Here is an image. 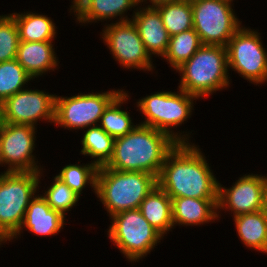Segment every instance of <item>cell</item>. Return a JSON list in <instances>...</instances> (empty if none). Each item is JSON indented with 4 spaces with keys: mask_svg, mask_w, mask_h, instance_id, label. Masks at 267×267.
Instances as JSON below:
<instances>
[{
    "mask_svg": "<svg viewBox=\"0 0 267 267\" xmlns=\"http://www.w3.org/2000/svg\"><path fill=\"white\" fill-rule=\"evenodd\" d=\"M200 149L178 143L166 156L157 184L170 198L218 199L219 182Z\"/></svg>",
    "mask_w": 267,
    "mask_h": 267,
    "instance_id": "6da1fadb",
    "label": "cell"
},
{
    "mask_svg": "<svg viewBox=\"0 0 267 267\" xmlns=\"http://www.w3.org/2000/svg\"><path fill=\"white\" fill-rule=\"evenodd\" d=\"M177 144L168 134L138 124L130 133L114 139L113 155L105 167L146 172L158 178L166 156Z\"/></svg>",
    "mask_w": 267,
    "mask_h": 267,
    "instance_id": "7a4b0ae2",
    "label": "cell"
},
{
    "mask_svg": "<svg viewBox=\"0 0 267 267\" xmlns=\"http://www.w3.org/2000/svg\"><path fill=\"white\" fill-rule=\"evenodd\" d=\"M157 185V177L152 174L102 166L98 168L95 194L112 216L139 209L140 203Z\"/></svg>",
    "mask_w": 267,
    "mask_h": 267,
    "instance_id": "3957f363",
    "label": "cell"
},
{
    "mask_svg": "<svg viewBox=\"0 0 267 267\" xmlns=\"http://www.w3.org/2000/svg\"><path fill=\"white\" fill-rule=\"evenodd\" d=\"M228 69L226 47L202 45L176 69L182 74L179 89L198 99L206 97L229 86Z\"/></svg>",
    "mask_w": 267,
    "mask_h": 267,
    "instance_id": "277c9868",
    "label": "cell"
},
{
    "mask_svg": "<svg viewBox=\"0 0 267 267\" xmlns=\"http://www.w3.org/2000/svg\"><path fill=\"white\" fill-rule=\"evenodd\" d=\"M41 172L0 174V245L21 229L26 209L35 197Z\"/></svg>",
    "mask_w": 267,
    "mask_h": 267,
    "instance_id": "5b68a950",
    "label": "cell"
},
{
    "mask_svg": "<svg viewBox=\"0 0 267 267\" xmlns=\"http://www.w3.org/2000/svg\"><path fill=\"white\" fill-rule=\"evenodd\" d=\"M179 92H155L139 100L137 107L147 117L140 124L168 134L177 143H189L187 134L178 135L172 128L182 125L189 118L193 100L198 98L180 89Z\"/></svg>",
    "mask_w": 267,
    "mask_h": 267,
    "instance_id": "8992f818",
    "label": "cell"
},
{
    "mask_svg": "<svg viewBox=\"0 0 267 267\" xmlns=\"http://www.w3.org/2000/svg\"><path fill=\"white\" fill-rule=\"evenodd\" d=\"M110 218L109 238L131 262L144 258L164 237L139 209L121 211Z\"/></svg>",
    "mask_w": 267,
    "mask_h": 267,
    "instance_id": "52a82bcc",
    "label": "cell"
},
{
    "mask_svg": "<svg viewBox=\"0 0 267 267\" xmlns=\"http://www.w3.org/2000/svg\"><path fill=\"white\" fill-rule=\"evenodd\" d=\"M193 28L202 45L226 47L240 28L232 4L222 0H191Z\"/></svg>",
    "mask_w": 267,
    "mask_h": 267,
    "instance_id": "ba28073f",
    "label": "cell"
},
{
    "mask_svg": "<svg viewBox=\"0 0 267 267\" xmlns=\"http://www.w3.org/2000/svg\"><path fill=\"white\" fill-rule=\"evenodd\" d=\"M259 35L241 26L226 46L228 68L256 85L267 81V52Z\"/></svg>",
    "mask_w": 267,
    "mask_h": 267,
    "instance_id": "9c48e42d",
    "label": "cell"
},
{
    "mask_svg": "<svg viewBox=\"0 0 267 267\" xmlns=\"http://www.w3.org/2000/svg\"><path fill=\"white\" fill-rule=\"evenodd\" d=\"M122 91L80 93L69 98L56 95L54 124L70 130L97 126L104 110Z\"/></svg>",
    "mask_w": 267,
    "mask_h": 267,
    "instance_id": "30bf717a",
    "label": "cell"
},
{
    "mask_svg": "<svg viewBox=\"0 0 267 267\" xmlns=\"http://www.w3.org/2000/svg\"><path fill=\"white\" fill-rule=\"evenodd\" d=\"M104 28L102 30L104 43L123 68L153 70L152 56L146 51L132 20L111 23Z\"/></svg>",
    "mask_w": 267,
    "mask_h": 267,
    "instance_id": "8fae6325",
    "label": "cell"
},
{
    "mask_svg": "<svg viewBox=\"0 0 267 267\" xmlns=\"http://www.w3.org/2000/svg\"><path fill=\"white\" fill-rule=\"evenodd\" d=\"M31 125L4 123L0 128L3 164H8L6 172H40L33 150L35 129Z\"/></svg>",
    "mask_w": 267,
    "mask_h": 267,
    "instance_id": "7c38bea8",
    "label": "cell"
},
{
    "mask_svg": "<svg viewBox=\"0 0 267 267\" xmlns=\"http://www.w3.org/2000/svg\"><path fill=\"white\" fill-rule=\"evenodd\" d=\"M55 97L37 89L18 91L3 102L4 121L34 127L38 119L54 123Z\"/></svg>",
    "mask_w": 267,
    "mask_h": 267,
    "instance_id": "4fadbf2b",
    "label": "cell"
},
{
    "mask_svg": "<svg viewBox=\"0 0 267 267\" xmlns=\"http://www.w3.org/2000/svg\"><path fill=\"white\" fill-rule=\"evenodd\" d=\"M265 178L258 174H245L229 189L219 183L218 209H229L234 217L262 210V189Z\"/></svg>",
    "mask_w": 267,
    "mask_h": 267,
    "instance_id": "5bb4252c",
    "label": "cell"
},
{
    "mask_svg": "<svg viewBox=\"0 0 267 267\" xmlns=\"http://www.w3.org/2000/svg\"><path fill=\"white\" fill-rule=\"evenodd\" d=\"M132 22L136 26L146 51L161 57L167 51L170 36L163 25L161 14L155 6L148 5L134 11Z\"/></svg>",
    "mask_w": 267,
    "mask_h": 267,
    "instance_id": "9a60e30c",
    "label": "cell"
},
{
    "mask_svg": "<svg viewBox=\"0 0 267 267\" xmlns=\"http://www.w3.org/2000/svg\"><path fill=\"white\" fill-rule=\"evenodd\" d=\"M64 220L65 216L53 210L42 195H37L26 209L21 229L10 240L17 238L24 227L38 236L55 235L63 229Z\"/></svg>",
    "mask_w": 267,
    "mask_h": 267,
    "instance_id": "2e32d148",
    "label": "cell"
},
{
    "mask_svg": "<svg viewBox=\"0 0 267 267\" xmlns=\"http://www.w3.org/2000/svg\"><path fill=\"white\" fill-rule=\"evenodd\" d=\"M173 224L201 225L219 217L218 199L172 198Z\"/></svg>",
    "mask_w": 267,
    "mask_h": 267,
    "instance_id": "e0dca14e",
    "label": "cell"
},
{
    "mask_svg": "<svg viewBox=\"0 0 267 267\" xmlns=\"http://www.w3.org/2000/svg\"><path fill=\"white\" fill-rule=\"evenodd\" d=\"M52 41L26 42L20 41L17 50V61L34 79L43 73L54 71L58 66Z\"/></svg>",
    "mask_w": 267,
    "mask_h": 267,
    "instance_id": "ac0fdd59",
    "label": "cell"
},
{
    "mask_svg": "<svg viewBox=\"0 0 267 267\" xmlns=\"http://www.w3.org/2000/svg\"><path fill=\"white\" fill-rule=\"evenodd\" d=\"M139 210L144 218L163 236L173 228L172 200L157 185L140 203Z\"/></svg>",
    "mask_w": 267,
    "mask_h": 267,
    "instance_id": "d6986e66",
    "label": "cell"
},
{
    "mask_svg": "<svg viewBox=\"0 0 267 267\" xmlns=\"http://www.w3.org/2000/svg\"><path fill=\"white\" fill-rule=\"evenodd\" d=\"M141 3L140 0H86L74 13L77 22L88 23L112 19L120 16L121 21H129L123 14Z\"/></svg>",
    "mask_w": 267,
    "mask_h": 267,
    "instance_id": "ffe728a7",
    "label": "cell"
},
{
    "mask_svg": "<svg viewBox=\"0 0 267 267\" xmlns=\"http://www.w3.org/2000/svg\"><path fill=\"white\" fill-rule=\"evenodd\" d=\"M243 244L267 254V214L260 210L233 218Z\"/></svg>",
    "mask_w": 267,
    "mask_h": 267,
    "instance_id": "44dd1931",
    "label": "cell"
},
{
    "mask_svg": "<svg viewBox=\"0 0 267 267\" xmlns=\"http://www.w3.org/2000/svg\"><path fill=\"white\" fill-rule=\"evenodd\" d=\"M11 15L18 25L20 41L44 42L55 38L57 27L49 17L33 12Z\"/></svg>",
    "mask_w": 267,
    "mask_h": 267,
    "instance_id": "7402d4cb",
    "label": "cell"
},
{
    "mask_svg": "<svg viewBox=\"0 0 267 267\" xmlns=\"http://www.w3.org/2000/svg\"><path fill=\"white\" fill-rule=\"evenodd\" d=\"M81 154L94 158L98 168L106 166L113 155L114 138L106 133L99 125L88 127L81 140Z\"/></svg>",
    "mask_w": 267,
    "mask_h": 267,
    "instance_id": "603a6c76",
    "label": "cell"
},
{
    "mask_svg": "<svg viewBox=\"0 0 267 267\" xmlns=\"http://www.w3.org/2000/svg\"><path fill=\"white\" fill-rule=\"evenodd\" d=\"M128 97L126 91H122L108 105L101 116L99 126L114 139L125 136L138 126L137 124H133L130 114L127 111L121 110V104L127 101Z\"/></svg>",
    "mask_w": 267,
    "mask_h": 267,
    "instance_id": "cb8c5ba5",
    "label": "cell"
},
{
    "mask_svg": "<svg viewBox=\"0 0 267 267\" xmlns=\"http://www.w3.org/2000/svg\"><path fill=\"white\" fill-rule=\"evenodd\" d=\"M155 7L161 14L170 37L193 28L191 0L166 2Z\"/></svg>",
    "mask_w": 267,
    "mask_h": 267,
    "instance_id": "d4e9b609",
    "label": "cell"
},
{
    "mask_svg": "<svg viewBox=\"0 0 267 267\" xmlns=\"http://www.w3.org/2000/svg\"><path fill=\"white\" fill-rule=\"evenodd\" d=\"M202 46L198 33L194 28L170 37L168 48L163 58L175 70L188 61Z\"/></svg>",
    "mask_w": 267,
    "mask_h": 267,
    "instance_id": "484cf974",
    "label": "cell"
},
{
    "mask_svg": "<svg viewBox=\"0 0 267 267\" xmlns=\"http://www.w3.org/2000/svg\"><path fill=\"white\" fill-rule=\"evenodd\" d=\"M31 79L17 59L0 62V100L4 102L23 90L24 85Z\"/></svg>",
    "mask_w": 267,
    "mask_h": 267,
    "instance_id": "4316f807",
    "label": "cell"
},
{
    "mask_svg": "<svg viewBox=\"0 0 267 267\" xmlns=\"http://www.w3.org/2000/svg\"><path fill=\"white\" fill-rule=\"evenodd\" d=\"M97 172L98 167L94 163L85 165L69 164L63 167L56 177L80 196L87 183L96 192Z\"/></svg>",
    "mask_w": 267,
    "mask_h": 267,
    "instance_id": "83f0119b",
    "label": "cell"
},
{
    "mask_svg": "<svg viewBox=\"0 0 267 267\" xmlns=\"http://www.w3.org/2000/svg\"><path fill=\"white\" fill-rule=\"evenodd\" d=\"M20 43L18 25L14 17L0 16V62L16 59Z\"/></svg>",
    "mask_w": 267,
    "mask_h": 267,
    "instance_id": "f1b7e54d",
    "label": "cell"
},
{
    "mask_svg": "<svg viewBox=\"0 0 267 267\" xmlns=\"http://www.w3.org/2000/svg\"><path fill=\"white\" fill-rule=\"evenodd\" d=\"M53 180V183L42 196L53 210L65 216V212L76 205L80 196L56 176Z\"/></svg>",
    "mask_w": 267,
    "mask_h": 267,
    "instance_id": "f546056e",
    "label": "cell"
},
{
    "mask_svg": "<svg viewBox=\"0 0 267 267\" xmlns=\"http://www.w3.org/2000/svg\"><path fill=\"white\" fill-rule=\"evenodd\" d=\"M262 211L267 214V177L265 178L262 189Z\"/></svg>",
    "mask_w": 267,
    "mask_h": 267,
    "instance_id": "4dcf8cb0",
    "label": "cell"
},
{
    "mask_svg": "<svg viewBox=\"0 0 267 267\" xmlns=\"http://www.w3.org/2000/svg\"><path fill=\"white\" fill-rule=\"evenodd\" d=\"M146 2L147 0H140V2ZM177 1H181V0H149V2L152 4V6H156L158 4L161 3H166V2H177Z\"/></svg>",
    "mask_w": 267,
    "mask_h": 267,
    "instance_id": "1f68e13d",
    "label": "cell"
},
{
    "mask_svg": "<svg viewBox=\"0 0 267 267\" xmlns=\"http://www.w3.org/2000/svg\"><path fill=\"white\" fill-rule=\"evenodd\" d=\"M86 0H73V5H71V10H74L73 12H75Z\"/></svg>",
    "mask_w": 267,
    "mask_h": 267,
    "instance_id": "d6a6232c",
    "label": "cell"
},
{
    "mask_svg": "<svg viewBox=\"0 0 267 267\" xmlns=\"http://www.w3.org/2000/svg\"><path fill=\"white\" fill-rule=\"evenodd\" d=\"M5 123L4 121V109H3V101L0 100V128Z\"/></svg>",
    "mask_w": 267,
    "mask_h": 267,
    "instance_id": "836d02e7",
    "label": "cell"
},
{
    "mask_svg": "<svg viewBox=\"0 0 267 267\" xmlns=\"http://www.w3.org/2000/svg\"><path fill=\"white\" fill-rule=\"evenodd\" d=\"M0 164L3 165L2 151H1V139H0Z\"/></svg>",
    "mask_w": 267,
    "mask_h": 267,
    "instance_id": "e575fe53",
    "label": "cell"
},
{
    "mask_svg": "<svg viewBox=\"0 0 267 267\" xmlns=\"http://www.w3.org/2000/svg\"><path fill=\"white\" fill-rule=\"evenodd\" d=\"M222 1H225V2H228V3L231 4V2H232L233 0H222Z\"/></svg>",
    "mask_w": 267,
    "mask_h": 267,
    "instance_id": "d590c367",
    "label": "cell"
}]
</instances>
